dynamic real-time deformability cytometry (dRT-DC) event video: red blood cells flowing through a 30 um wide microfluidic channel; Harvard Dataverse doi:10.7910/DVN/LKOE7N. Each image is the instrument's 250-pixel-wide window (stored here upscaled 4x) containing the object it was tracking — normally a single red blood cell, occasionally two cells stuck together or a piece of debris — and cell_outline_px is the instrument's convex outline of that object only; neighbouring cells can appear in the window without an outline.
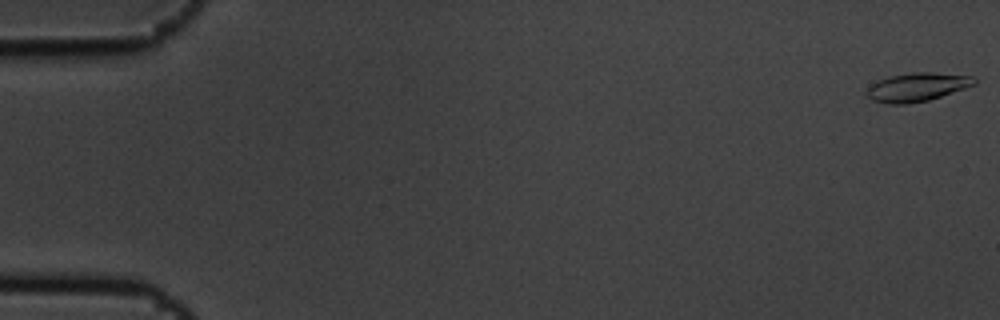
{"species": "common noctule bat (a hibernating species)", "species_latin": "Nyctalus noctula", "temperature_condition": "cold", "stored_images_in_passage": 5, "camera_frame_rate_fps": 3000, "um_per_image_px": 0.085, "animal": {"sex": "male", "body_mass_g": 19.5, "forearm_length_mm": 54.6}, "frame": {"image": 1, "passage_image": 1, "time_ms": 0.0, "image_size_px": [1000, 320], "cell_outline_px": [[976, 84], [928, 100], [908, 104], [888, 104], [872, 100], [864, 92], [872, 84], [880, 80], [892, 76], [912, 72], [932, 72], [972, 76], [976, 80]], "centroid_in_image_um": [77.94, 7.4], "position_along_channel_um": 7.1, "area_um2": 17.69}}
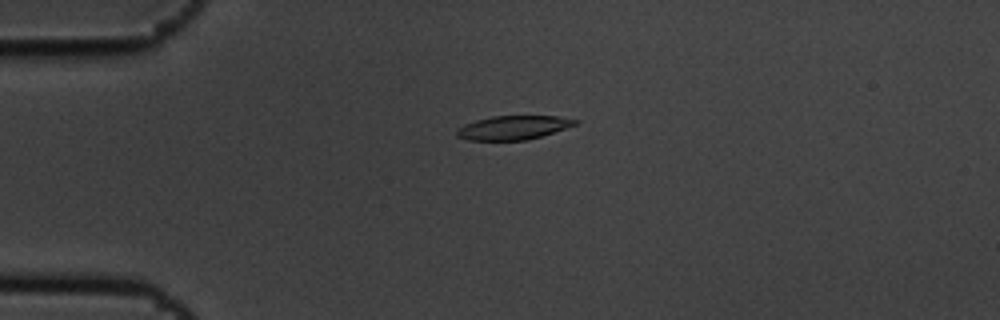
{"frame": {"image": 2, "passage_image": 4, "time_ms": 1.0, "image_size_px": [1000, 320], "cell_outline_px": [[580, 124], [528, 140], [468, 140], [456, 136], [456, 128], [464, 124], [476, 120], [492, 116], [556, 116], [580, 120]], "centroid_in_image_um": [43.64, 10.84], "position_along_channel_um": 41.4, "area_um2": 16.65}}